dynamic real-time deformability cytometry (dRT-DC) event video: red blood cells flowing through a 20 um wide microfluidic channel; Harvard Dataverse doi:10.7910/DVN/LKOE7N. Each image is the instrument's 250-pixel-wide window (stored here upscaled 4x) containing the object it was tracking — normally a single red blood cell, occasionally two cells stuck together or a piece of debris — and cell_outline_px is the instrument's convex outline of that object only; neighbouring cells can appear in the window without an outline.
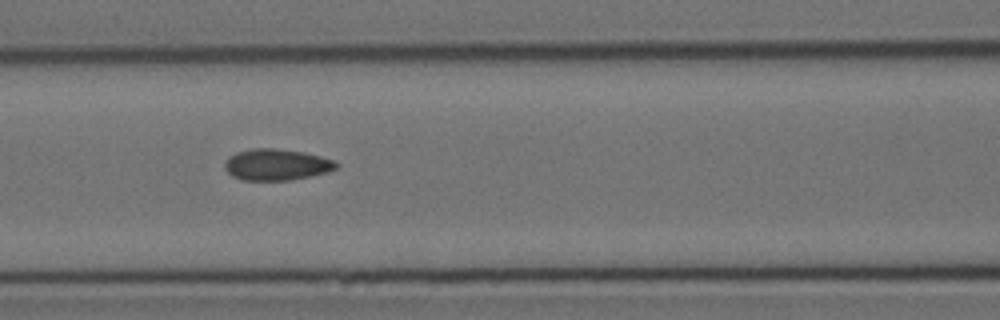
{"species": "Egyptian fruit bat (a non-hibernating species)", "species_latin": "Rousettus aegyptiacus", "temperature_condition": "cold", "stored_images_in_passage": 5, "camera_frame_rate_fps": 3000, "um_per_image_px": 0.085, "animal": {"sex": "female"}, "frame": {"image": 1, "passage_image": 4, "time_ms": 4.333, "image_size_px": [1000, 320], "cell_outline_px": [[340, 164], [336, 168], [328, 172], [312, 176], [288, 180], [240, 180], [232, 176], [224, 168], [224, 164], [228, 156], [236, 152], [252, 148], [276, 148], [304, 152], [336, 160]], "centroid_in_image_um": [23.51, 13.99], "position_along_channel_um": 143.1, "area_um2": 20.63}}
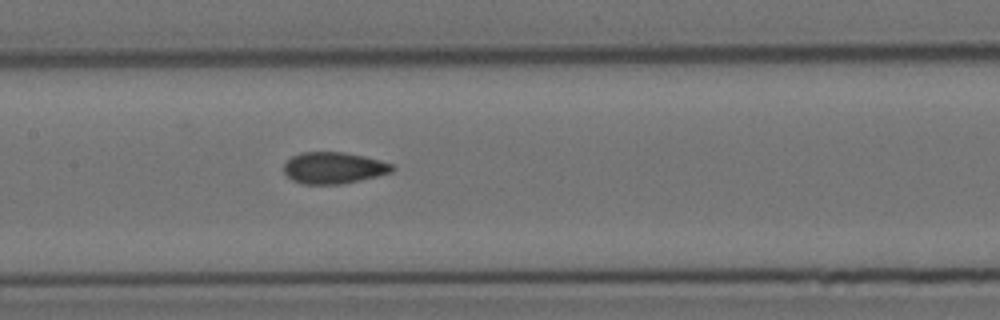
{"frame": {"image": 2, "passage_image": 5, "time_ms": 5.333, "image_size_px": [1000, 320], "cell_outline_px": [[396, 168], [392, 172], [360, 180], [340, 184], [304, 184], [292, 180], [284, 172], [284, 164], [292, 156], [300, 152], [344, 152], [364, 156], [380, 160], [392, 164]], "centroid_in_image_um": [28.36, 14.26], "position_along_channel_um": 179.0, "area_um2": 19.88}}